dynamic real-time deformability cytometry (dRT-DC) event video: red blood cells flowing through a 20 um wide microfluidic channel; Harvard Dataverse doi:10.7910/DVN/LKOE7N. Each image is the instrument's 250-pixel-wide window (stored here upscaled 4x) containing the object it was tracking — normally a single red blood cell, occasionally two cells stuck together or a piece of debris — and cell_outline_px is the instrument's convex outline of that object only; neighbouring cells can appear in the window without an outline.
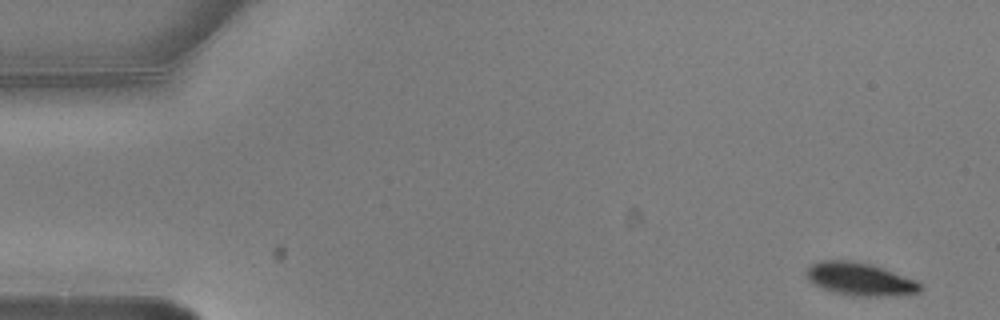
{"species": "common noctule bat (a hibernating species)", "species_latin": "Nyctalus noctula", "temperature_condition": "warm", "stored_images_in_passage": 4, "camera_frame_rate_fps": 3000, "um_per_image_px": 0.085, "animal": {"sex": "male", "body_mass_g": 20.5, "forearm_length_mm": 52.5}, "frame": {"image": 1, "passage_image": 1, "time_ms": 0.0, "image_size_px": [1000, 320], "cell_outline_px": [[924, 288], [920, 292], [880, 296], [860, 296], [836, 292], [824, 288], [808, 280], [808, 268], [812, 264], [820, 260], [848, 260], [868, 264], [884, 268], [916, 280]], "centroid_in_image_um": [73.13, 23.71], "position_along_channel_um": 11.9, "area_um2": 21.27}}